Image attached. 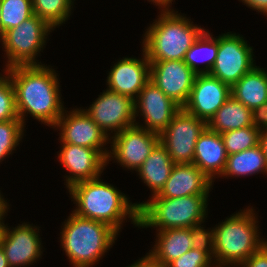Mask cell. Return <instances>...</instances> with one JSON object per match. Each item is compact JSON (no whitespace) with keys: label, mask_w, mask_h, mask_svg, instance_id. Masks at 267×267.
Masks as SVG:
<instances>
[{"label":"cell","mask_w":267,"mask_h":267,"mask_svg":"<svg viewBox=\"0 0 267 267\" xmlns=\"http://www.w3.org/2000/svg\"><path fill=\"white\" fill-rule=\"evenodd\" d=\"M259 144L261 145L263 149V153L265 156L266 164H267V129L261 130L260 131V142Z\"/></svg>","instance_id":"cell-39"},{"label":"cell","mask_w":267,"mask_h":267,"mask_svg":"<svg viewBox=\"0 0 267 267\" xmlns=\"http://www.w3.org/2000/svg\"><path fill=\"white\" fill-rule=\"evenodd\" d=\"M75 0H32L33 13L54 30L65 24L74 10Z\"/></svg>","instance_id":"cell-27"},{"label":"cell","mask_w":267,"mask_h":267,"mask_svg":"<svg viewBox=\"0 0 267 267\" xmlns=\"http://www.w3.org/2000/svg\"><path fill=\"white\" fill-rule=\"evenodd\" d=\"M231 97V87L210 74H197L187 103V113L207 123Z\"/></svg>","instance_id":"cell-17"},{"label":"cell","mask_w":267,"mask_h":267,"mask_svg":"<svg viewBox=\"0 0 267 267\" xmlns=\"http://www.w3.org/2000/svg\"><path fill=\"white\" fill-rule=\"evenodd\" d=\"M12 81L18 118L26 125L28 115L53 128L61 117L64 101L59 75L52 66L18 65L3 69ZM28 114V115H27Z\"/></svg>","instance_id":"cell-1"},{"label":"cell","mask_w":267,"mask_h":267,"mask_svg":"<svg viewBox=\"0 0 267 267\" xmlns=\"http://www.w3.org/2000/svg\"><path fill=\"white\" fill-rule=\"evenodd\" d=\"M242 267H267V242L256 252H254Z\"/></svg>","instance_id":"cell-33"},{"label":"cell","mask_w":267,"mask_h":267,"mask_svg":"<svg viewBox=\"0 0 267 267\" xmlns=\"http://www.w3.org/2000/svg\"><path fill=\"white\" fill-rule=\"evenodd\" d=\"M0 15H1V3H0ZM0 38H1V21H0Z\"/></svg>","instance_id":"cell-43"},{"label":"cell","mask_w":267,"mask_h":267,"mask_svg":"<svg viewBox=\"0 0 267 267\" xmlns=\"http://www.w3.org/2000/svg\"><path fill=\"white\" fill-rule=\"evenodd\" d=\"M214 183L193 163L175 164L162 190L149 198L209 194Z\"/></svg>","instance_id":"cell-20"},{"label":"cell","mask_w":267,"mask_h":267,"mask_svg":"<svg viewBox=\"0 0 267 267\" xmlns=\"http://www.w3.org/2000/svg\"><path fill=\"white\" fill-rule=\"evenodd\" d=\"M100 178L82 181L67 189L76 206L72 212L83 218L106 223L118 233L127 218H130L134 227H139L138 202L132 203L116 186Z\"/></svg>","instance_id":"cell-2"},{"label":"cell","mask_w":267,"mask_h":267,"mask_svg":"<svg viewBox=\"0 0 267 267\" xmlns=\"http://www.w3.org/2000/svg\"><path fill=\"white\" fill-rule=\"evenodd\" d=\"M252 125V110L232 96L207 123L210 130L219 134Z\"/></svg>","instance_id":"cell-24"},{"label":"cell","mask_w":267,"mask_h":267,"mask_svg":"<svg viewBox=\"0 0 267 267\" xmlns=\"http://www.w3.org/2000/svg\"><path fill=\"white\" fill-rule=\"evenodd\" d=\"M218 53V36L205 29L186 52L184 62L196 74H209ZM199 64H203L200 68Z\"/></svg>","instance_id":"cell-26"},{"label":"cell","mask_w":267,"mask_h":267,"mask_svg":"<svg viewBox=\"0 0 267 267\" xmlns=\"http://www.w3.org/2000/svg\"><path fill=\"white\" fill-rule=\"evenodd\" d=\"M126 267H164L160 263L156 262L148 253L145 256H142L133 264Z\"/></svg>","instance_id":"cell-36"},{"label":"cell","mask_w":267,"mask_h":267,"mask_svg":"<svg viewBox=\"0 0 267 267\" xmlns=\"http://www.w3.org/2000/svg\"><path fill=\"white\" fill-rule=\"evenodd\" d=\"M142 56L122 57L107 73L108 90L135 100L143 87L150 81V62L144 49Z\"/></svg>","instance_id":"cell-18"},{"label":"cell","mask_w":267,"mask_h":267,"mask_svg":"<svg viewBox=\"0 0 267 267\" xmlns=\"http://www.w3.org/2000/svg\"><path fill=\"white\" fill-rule=\"evenodd\" d=\"M210 240L205 237L194 248L172 261L167 267H213Z\"/></svg>","instance_id":"cell-31"},{"label":"cell","mask_w":267,"mask_h":267,"mask_svg":"<svg viewBox=\"0 0 267 267\" xmlns=\"http://www.w3.org/2000/svg\"><path fill=\"white\" fill-rule=\"evenodd\" d=\"M135 125L160 134L181 110L175 101L167 97L149 81L134 100ZM139 116V118H137ZM141 116V119H140ZM140 119L144 124L136 121Z\"/></svg>","instance_id":"cell-14"},{"label":"cell","mask_w":267,"mask_h":267,"mask_svg":"<svg viewBox=\"0 0 267 267\" xmlns=\"http://www.w3.org/2000/svg\"><path fill=\"white\" fill-rule=\"evenodd\" d=\"M21 223L16 227L4 225L0 246L10 267L34 265L41 260L44 251L39 231L41 227L25 221Z\"/></svg>","instance_id":"cell-13"},{"label":"cell","mask_w":267,"mask_h":267,"mask_svg":"<svg viewBox=\"0 0 267 267\" xmlns=\"http://www.w3.org/2000/svg\"><path fill=\"white\" fill-rule=\"evenodd\" d=\"M252 122L260 131L267 129V102L252 110Z\"/></svg>","instance_id":"cell-34"},{"label":"cell","mask_w":267,"mask_h":267,"mask_svg":"<svg viewBox=\"0 0 267 267\" xmlns=\"http://www.w3.org/2000/svg\"><path fill=\"white\" fill-rule=\"evenodd\" d=\"M145 29L142 48L149 61L184 60L186 52L205 28L178 11H160Z\"/></svg>","instance_id":"cell-5"},{"label":"cell","mask_w":267,"mask_h":267,"mask_svg":"<svg viewBox=\"0 0 267 267\" xmlns=\"http://www.w3.org/2000/svg\"><path fill=\"white\" fill-rule=\"evenodd\" d=\"M227 158L221 134L207 127L196 141L193 164L214 183L224 171Z\"/></svg>","instance_id":"cell-21"},{"label":"cell","mask_w":267,"mask_h":267,"mask_svg":"<svg viewBox=\"0 0 267 267\" xmlns=\"http://www.w3.org/2000/svg\"><path fill=\"white\" fill-rule=\"evenodd\" d=\"M60 145L56 157L69 174L64 176L66 189L76 183L98 178L107 167V158L99 150L72 144Z\"/></svg>","instance_id":"cell-15"},{"label":"cell","mask_w":267,"mask_h":267,"mask_svg":"<svg viewBox=\"0 0 267 267\" xmlns=\"http://www.w3.org/2000/svg\"><path fill=\"white\" fill-rule=\"evenodd\" d=\"M221 137L228 155L242 152L259 145L260 130L253 125L227 131Z\"/></svg>","instance_id":"cell-29"},{"label":"cell","mask_w":267,"mask_h":267,"mask_svg":"<svg viewBox=\"0 0 267 267\" xmlns=\"http://www.w3.org/2000/svg\"><path fill=\"white\" fill-rule=\"evenodd\" d=\"M231 96L251 110L266 103V68L254 66L231 87Z\"/></svg>","instance_id":"cell-23"},{"label":"cell","mask_w":267,"mask_h":267,"mask_svg":"<svg viewBox=\"0 0 267 267\" xmlns=\"http://www.w3.org/2000/svg\"><path fill=\"white\" fill-rule=\"evenodd\" d=\"M253 51L243 35L231 31L219 34L218 53L209 74L232 87L256 66Z\"/></svg>","instance_id":"cell-8"},{"label":"cell","mask_w":267,"mask_h":267,"mask_svg":"<svg viewBox=\"0 0 267 267\" xmlns=\"http://www.w3.org/2000/svg\"><path fill=\"white\" fill-rule=\"evenodd\" d=\"M267 176V164L261 145L244 150L239 153L228 155L224 171L220 177L239 178L257 174Z\"/></svg>","instance_id":"cell-25"},{"label":"cell","mask_w":267,"mask_h":267,"mask_svg":"<svg viewBox=\"0 0 267 267\" xmlns=\"http://www.w3.org/2000/svg\"><path fill=\"white\" fill-rule=\"evenodd\" d=\"M159 142L158 133L136 125L128 127L110 138L107 166L113 160L123 169L137 171Z\"/></svg>","instance_id":"cell-10"},{"label":"cell","mask_w":267,"mask_h":267,"mask_svg":"<svg viewBox=\"0 0 267 267\" xmlns=\"http://www.w3.org/2000/svg\"><path fill=\"white\" fill-rule=\"evenodd\" d=\"M5 221H0V244H1V238L4 230Z\"/></svg>","instance_id":"cell-41"},{"label":"cell","mask_w":267,"mask_h":267,"mask_svg":"<svg viewBox=\"0 0 267 267\" xmlns=\"http://www.w3.org/2000/svg\"><path fill=\"white\" fill-rule=\"evenodd\" d=\"M0 73V122L20 120L16 111L15 91L11 79Z\"/></svg>","instance_id":"cell-32"},{"label":"cell","mask_w":267,"mask_h":267,"mask_svg":"<svg viewBox=\"0 0 267 267\" xmlns=\"http://www.w3.org/2000/svg\"><path fill=\"white\" fill-rule=\"evenodd\" d=\"M209 194L177 198H150L137 203L139 227L156 231L170 228H204ZM204 226V227H203Z\"/></svg>","instance_id":"cell-6"},{"label":"cell","mask_w":267,"mask_h":267,"mask_svg":"<svg viewBox=\"0 0 267 267\" xmlns=\"http://www.w3.org/2000/svg\"><path fill=\"white\" fill-rule=\"evenodd\" d=\"M149 62L150 81L183 107L189 99L197 74L183 60Z\"/></svg>","instance_id":"cell-16"},{"label":"cell","mask_w":267,"mask_h":267,"mask_svg":"<svg viewBox=\"0 0 267 267\" xmlns=\"http://www.w3.org/2000/svg\"><path fill=\"white\" fill-rule=\"evenodd\" d=\"M248 8L267 16V0H238Z\"/></svg>","instance_id":"cell-35"},{"label":"cell","mask_w":267,"mask_h":267,"mask_svg":"<svg viewBox=\"0 0 267 267\" xmlns=\"http://www.w3.org/2000/svg\"><path fill=\"white\" fill-rule=\"evenodd\" d=\"M207 127L206 121L181 108L160 133V143L175 164L193 163L196 141Z\"/></svg>","instance_id":"cell-9"},{"label":"cell","mask_w":267,"mask_h":267,"mask_svg":"<svg viewBox=\"0 0 267 267\" xmlns=\"http://www.w3.org/2000/svg\"><path fill=\"white\" fill-rule=\"evenodd\" d=\"M151 4L158 6L159 11H174V8H171L172 2L175 0H147Z\"/></svg>","instance_id":"cell-37"},{"label":"cell","mask_w":267,"mask_h":267,"mask_svg":"<svg viewBox=\"0 0 267 267\" xmlns=\"http://www.w3.org/2000/svg\"><path fill=\"white\" fill-rule=\"evenodd\" d=\"M219 267H242L241 265H223Z\"/></svg>","instance_id":"cell-42"},{"label":"cell","mask_w":267,"mask_h":267,"mask_svg":"<svg viewBox=\"0 0 267 267\" xmlns=\"http://www.w3.org/2000/svg\"><path fill=\"white\" fill-rule=\"evenodd\" d=\"M53 129L59 132L60 144H72L99 150L106 158L109 149L110 138L92 120V118L80 108H73L70 111L64 109L61 117Z\"/></svg>","instance_id":"cell-12"},{"label":"cell","mask_w":267,"mask_h":267,"mask_svg":"<svg viewBox=\"0 0 267 267\" xmlns=\"http://www.w3.org/2000/svg\"><path fill=\"white\" fill-rule=\"evenodd\" d=\"M205 228H170L156 231V239L148 254L162 266L194 248L206 237Z\"/></svg>","instance_id":"cell-19"},{"label":"cell","mask_w":267,"mask_h":267,"mask_svg":"<svg viewBox=\"0 0 267 267\" xmlns=\"http://www.w3.org/2000/svg\"><path fill=\"white\" fill-rule=\"evenodd\" d=\"M1 37L7 30L17 27L34 15L32 0H0Z\"/></svg>","instance_id":"cell-28"},{"label":"cell","mask_w":267,"mask_h":267,"mask_svg":"<svg viewBox=\"0 0 267 267\" xmlns=\"http://www.w3.org/2000/svg\"><path fill=\"white\" fill-rule=\"evenodd\" d=\"M174 165L166 148L159 142L136 171L138 178L150 189L151 197L162 190Z\"/></svg>","instance_id":"cell-22"},{"label":"cell","mask_w":267,"mask_h":267,"mask_svg":"<svg viewBox=\"0 0 267 267\" xmlns=\"http://www.w3.org/2000/svg\"><path fill=\"white\" fill-rule=\"evenodd\" d=\"M82 110L109 138L135 125L134 100L108 89L103 90L88 108Z\"/></svg>","instance_id":"cell-11"},{"label":"cell","mask_w":267,"mask_h":267,"mask_svg":"<svg viewBox=\"0 0 267 267\" xmlns=\"http://www.w3.org/2000/svg\"><path fill=\"white\" fill-rule=\"evenodd\" d=\"M254 210L249 205L207 228L214 265H241L267 242L260 236L259 216Z\"/></svg>","instance_id":"cell-3"},{"label":"cell","mask_w":267,"mask_h":267,"mask_svg":"<svg viewBox=\"0 0 267 267\" xmlns=\"http://www.w3.org/2000/svg\"><path fill=\"white\" fill-rule=\"evenodd\" d=\"M52 31L54 29L35 14L17 27L5 31L0 38L4 59L7 58L4 69L18 65H42L37 58L46 47Z\"/></svg>","instance_id":"cell-7"},{"label":"cell","mask_w":267,"mask_h":267,"mask_svg":"<svg viewBox=\"0 0 267 267\" xmlns=\"http://www.w3.org/2000/svg\"><path fill=\"white\" fill-rule=\"evenodd\" d=\"M0 267H10L1 246H0Z\"/></svg>","instance_id":"cell-40"},{"label":"cell","mask_w":267,"mask_h":267,"mask_svg":"<svg viewBox=\"0 0 267 267\" xmlns=\"http://www.w3.org/2000/svg\"><path fill=\"white\" fill-rule=\"evenodd\" d=\"M1 190H0V221H5L6 216L8 215L7 213L10 212L8 209L10 208V204L5 200L3 197ZM5 217V218H4Z\"/></svg>","instance_id":"cell-38"},{"label":"cell","mask_w":267,"mask_h":267,"mask_svg":"<svg viewBox=\"0 0 267 267\" xmlns=\"http://www.w3.org/2000/svg\"><path fill=\"white\" fill-rule=\"evenodd\" d=\"M62 226L60 246L72 267H94L114 246L119 236L108 224L80 217L73 212Z\"/></svg>","instance_id":"cell-4"},{"label":"cell","mask_w":267,"mask_h":267,"mask_svg":"<svg viewBox=\"0 0 267 267\" xmlns=\"http://www.w3.org/2000/svg\"><path fill=\"white\" fill-rule=\"evenodd\" d=\"M25 127L21 120L0 122V163L9 158L22 142Z\"/></svg>","instance_id":"cell-30"}]
</instances>
